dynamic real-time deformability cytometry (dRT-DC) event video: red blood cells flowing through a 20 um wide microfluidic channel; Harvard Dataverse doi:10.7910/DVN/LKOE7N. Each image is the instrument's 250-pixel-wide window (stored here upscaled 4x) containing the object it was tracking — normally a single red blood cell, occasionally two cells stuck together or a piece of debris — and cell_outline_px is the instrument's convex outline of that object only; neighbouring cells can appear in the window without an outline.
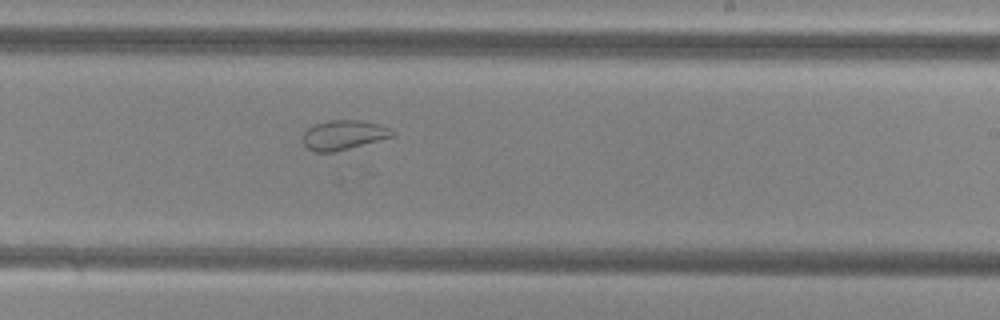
{"species": "common noctule bat (a hibernating species)", "species_latin": "Nyctalus noctula", "temperature_condition": "cold", "stored_images_in_passage": 56, "camera_frame_rate_fps": 3000, "um_per_image_px": 0.085, "animal": {"sex": "female", "body_mass_g": 29.2, "forearm_length_mm": 56.3}, "frame": {"image": 1, "passage_image": 34, "time_ms": 11.0, "image_size_px": [1000, 320], "cell_outline_px": [[396, 136], [336, 152], [316, 152], [308, 148], [304, 144], [304, 132], [308, 128], [316, 124], [332, 120], [360, 120], [380, 124], [392, 128], [396, 132]], "centroid_in_image_um": [29.29, 11.47], "position_along_channel_um": 259.7, "area_um2": 15.55}}